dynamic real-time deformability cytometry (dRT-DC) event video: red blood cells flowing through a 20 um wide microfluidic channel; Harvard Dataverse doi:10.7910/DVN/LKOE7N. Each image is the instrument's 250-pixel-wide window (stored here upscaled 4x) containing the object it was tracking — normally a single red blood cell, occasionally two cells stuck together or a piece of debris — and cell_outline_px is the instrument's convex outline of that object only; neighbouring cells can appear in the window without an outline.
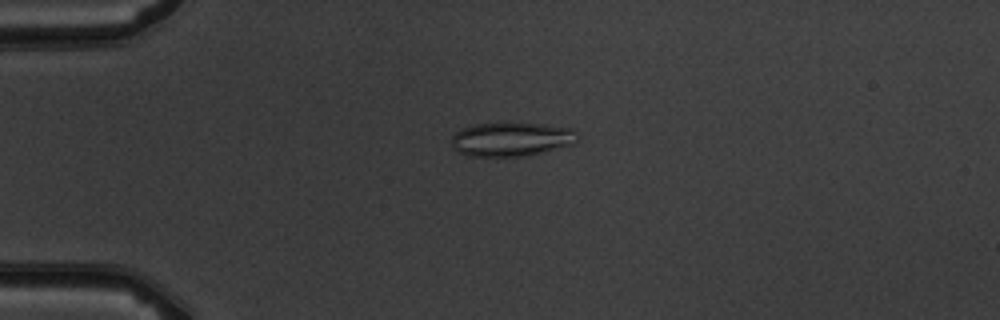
{"species": "common noctule bat (a hibernating species)", "species_latin": "Nyctalus noctula", "temperature_condition": "warm", "stored_images_in_passage": 2, "camera_frame_rate_fps": 3000, "um_per_image_px": 0.085, "animal": {"sex": "male", "body_mass_g": 19.5, "forearm_length_mm": 54.6}, "frame": {"image": 1, "passage_image": 2, "time_ms": 1.0, "image_size_px": [1000, 320], "cell_outline_px": [[580, 140], [576, 144], [524, 156], [468, 156], [452, 148], [452, 136], [460, 128], [476, 124], [504, 120], [544, 124], [572, 128], [576, 132]], "centroid_in_image_um": [43.49, 11.79], "position_along_channel_um": 41.5, "area_um2": 25.84}}